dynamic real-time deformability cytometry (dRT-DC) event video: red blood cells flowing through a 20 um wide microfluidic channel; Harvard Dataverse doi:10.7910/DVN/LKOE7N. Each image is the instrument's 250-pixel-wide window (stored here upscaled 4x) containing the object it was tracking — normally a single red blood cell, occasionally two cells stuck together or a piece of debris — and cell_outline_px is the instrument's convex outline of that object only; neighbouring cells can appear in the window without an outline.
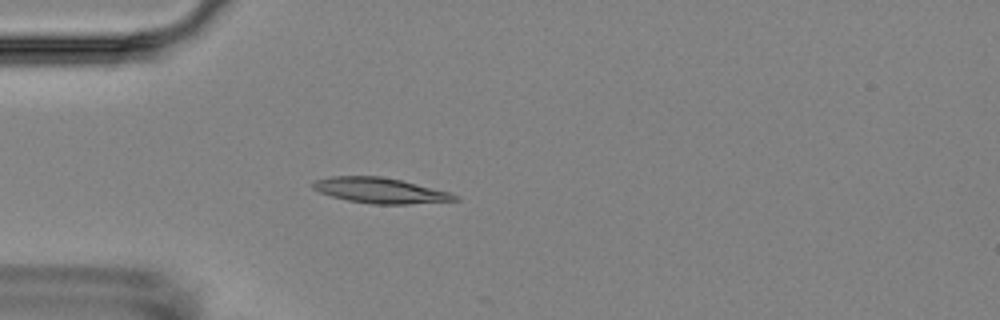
{"species": "Egyptian fruit bat (a non-hibernating species)", "species_latin": "Rousettus aegyptiacus", "temperature_condition": "room temperature", "stored_images_in_passage": 4, "camera_frame_rate_fps": 3000, "um_per_image_px": 0.085, "animal": {"sex": "female"}, "frame": {"image": 1, "passage_image": 4, "time_ms": 3.667, "image_size_px": [1000, 320], "cell_outline_px": [[460, 200], [408, 204], [372, 204], [348, 200], [332, 196], [320, 192], [312, 188], [312, 184], [316, 180], [332, 176], [380, 176], [400, 180], [448, 192], [460, 196]], "centroid_in_image_um": [32.32, 16.19], "position_along_channel_um": 52.7, "area_um2": 20.75}}